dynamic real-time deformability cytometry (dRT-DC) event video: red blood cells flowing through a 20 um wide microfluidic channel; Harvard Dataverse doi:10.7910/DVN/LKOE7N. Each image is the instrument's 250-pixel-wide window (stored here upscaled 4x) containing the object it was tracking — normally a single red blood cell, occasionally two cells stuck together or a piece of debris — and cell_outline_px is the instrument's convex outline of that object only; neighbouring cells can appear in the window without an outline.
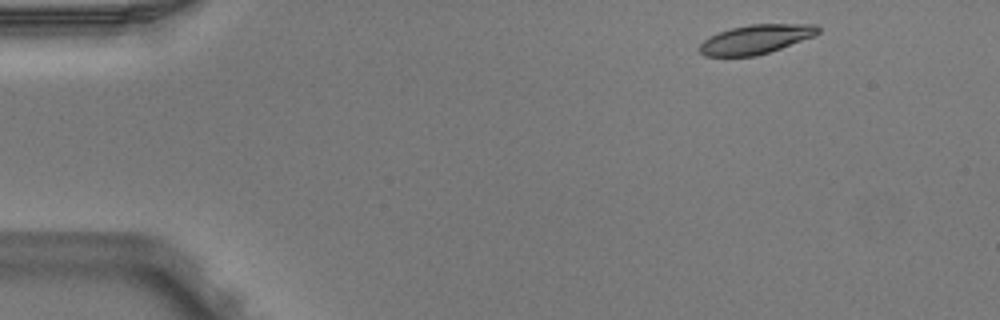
{"species": "Egyptian fruit bat (a non-hibernating species)", "species_latin": "Rousettus aegyptiacus", "temperature_condition": "warm", "stored_images_in_passage": 6, "segment_of_instrument_passage": [2, 2], "camera_frame_rate_fps": 3000, "um_per_image_px": 0.085, "animal": {"sex": "male"}, "frame": {"image": 1, "passage_image": 6, "time_ms": 1.667, "image_size_px": [1000, 320], "cell_outline_px": [[820, 32], [816, 36], [756, 56], [704, 56], [696, 48], [704, 40], [720, 32], [732, 28], [748, 24], [816, 24], [820, 28]], "centroid_in_image_um": [64.27, 3.33], "position_along_channel_um": 20.7, "area_um2": 20.11}}